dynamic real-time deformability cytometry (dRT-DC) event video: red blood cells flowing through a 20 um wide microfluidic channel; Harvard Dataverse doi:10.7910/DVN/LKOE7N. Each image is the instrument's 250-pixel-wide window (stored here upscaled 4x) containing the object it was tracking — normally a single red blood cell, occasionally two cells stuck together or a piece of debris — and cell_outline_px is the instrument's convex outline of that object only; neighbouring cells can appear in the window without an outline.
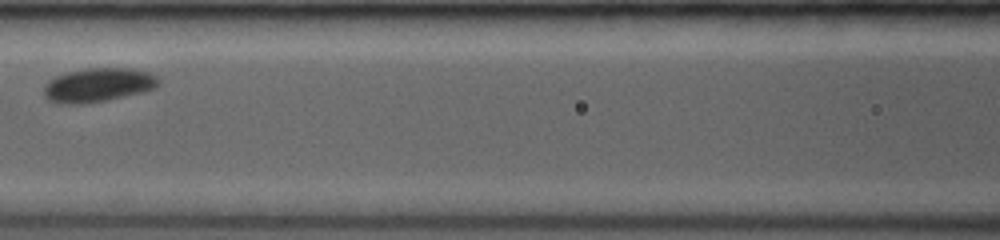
{"species": "common noctule bat (a hibernating species)", "species_latin": "Nyctalus noctula", "temperature_condition": "room temperature", "stored_images_in_passage": 8, "camera_frame_rate_fps": 3500, "um_per_image_px": 0.085, "animal": {"sex": "female", "body_mass_g": 19.0, "forearm_length_mm": 53.3}, "frame": {"image": 1, "passage_image": 5, "time_ms": 3.143, "image_size_px": [1000, 240], "cell_outline_px": [[160, 84], [156, 88], [108, 100], [88, 104], [60, 104], [48, 100], [44, 96], [44, 84], [48, 80], [56, 76], [68, 72], [88, 68], [128, 68], [148, 72], [156, 76], [160, 80]], "centroid_in_image_um": [8.31, 7.24], "position_along_channel_um": 158.3, "area_um2": 22.83}}
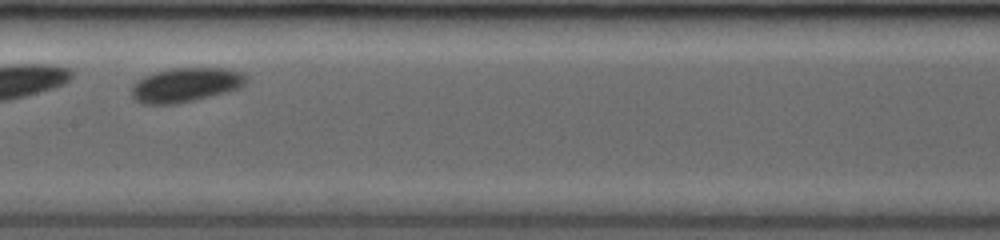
{"frame": {"image": 2, "passage_image": 6, "time_ms": 4.0, "image_size_px": [1000, 240], "cell_outline_px": [[248, 80], [240, 88], [176, 104], [144, 104], [136, 100], [132, 96], [132, 88], [136, 80], [144, 76], [156, 72], [176, 68], [224, 68], [244, 72]], "centroid_in_image_um": [15.79, 7.21], "position_along_channel_um": 191.6, "area_um2": 22.66}}